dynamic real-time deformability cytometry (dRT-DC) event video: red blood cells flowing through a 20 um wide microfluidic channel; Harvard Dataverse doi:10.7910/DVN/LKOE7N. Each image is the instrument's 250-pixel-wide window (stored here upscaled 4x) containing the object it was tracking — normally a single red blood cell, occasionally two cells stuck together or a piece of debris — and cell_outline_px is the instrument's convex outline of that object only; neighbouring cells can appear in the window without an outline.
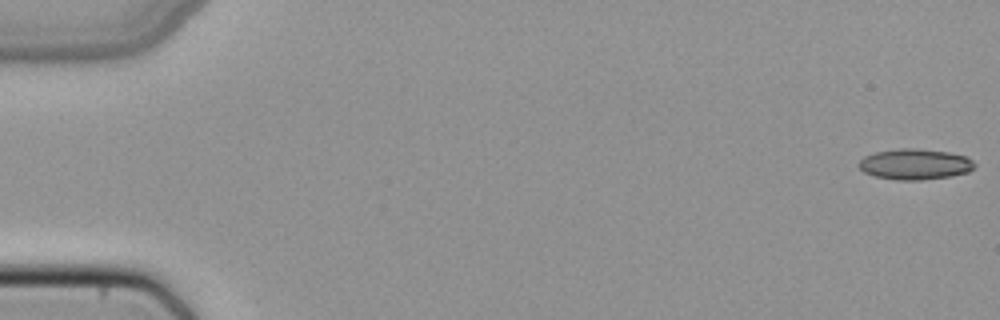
{"species": "common noctule bat (a hibernating species)", "species_latin": "Nyctalus noctula", "temperature_condition": "cold", "stored_images_in_passage": 51, "camera_frame_rate_fps": 3000, "um_per_image_px": 0.085, "animal": {"sex": "female", "body_mass_g": 22.7, "forearm_length_mm": 54.2}, "frame": {"image": 1, "passage_image": 1, "time_ms": 0.0, "image_size_px": [1000, 320], "cell_outline_px": [[976, 168], [968, 172], [952, 176], [920, 180], [896, 180], [876, 176], [864, 172], [856, 164], [864, 156], [876, 152], [900, 148], [916, 148], [948, 152], [964, 156], [972, 160], [976, 164]], "centroid_in_image_um": [77.78, 13.96], "position_along_channel_um": 7.2, "area_um2": 20.81}}
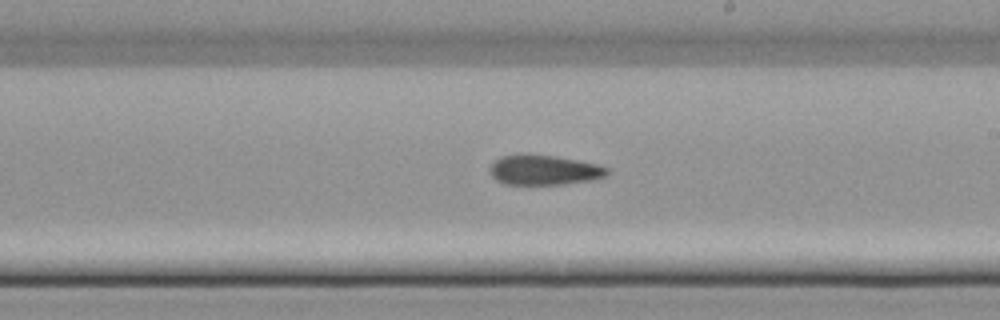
{"frame": {"image": 2, "passage_image": 30, "time_ms": 9.667, "image_size_px": [1000, 320], "cell_outline_px": [[608, 176], [592, 180], [564, 184], [504, 184], [496, 180], [488, 172], [488, 168], [500, 156], [520, 152], [528, 152], [556, 156], [600, 164], [608, 168]], "centroid_in_image_um": [46.22, 14.42], "position_along_channel_um": 242.8, "area_um2": 21.15}}
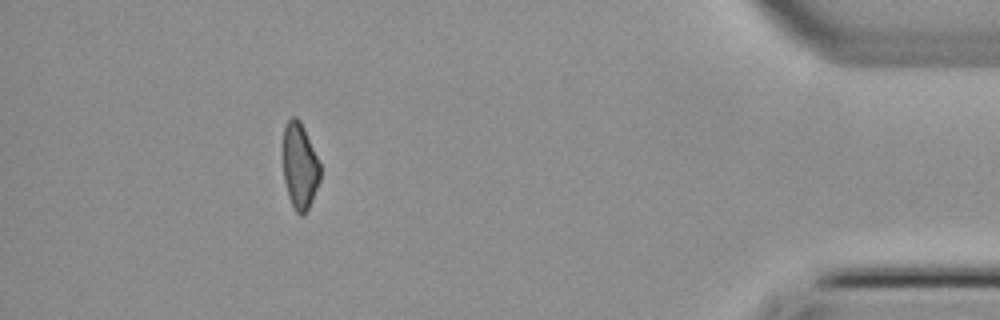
{"frame": {"image": 3, "passage_image": 46, "time_ms": 15.0, "image_size_px": [1000, 320], "cell_outline_px": [[320, 180], [312, 200], [304, 216], [300, 216], [296, 212], [288, 196], [284, 180], [284, 124], [292, 116], [296, 116], [300, 120], [304, 128], [320, 164]], "centroid_in_image_um": [25.48, 14.12], "position_along_channel_um": 409.7, "area_um2": 18.5}}